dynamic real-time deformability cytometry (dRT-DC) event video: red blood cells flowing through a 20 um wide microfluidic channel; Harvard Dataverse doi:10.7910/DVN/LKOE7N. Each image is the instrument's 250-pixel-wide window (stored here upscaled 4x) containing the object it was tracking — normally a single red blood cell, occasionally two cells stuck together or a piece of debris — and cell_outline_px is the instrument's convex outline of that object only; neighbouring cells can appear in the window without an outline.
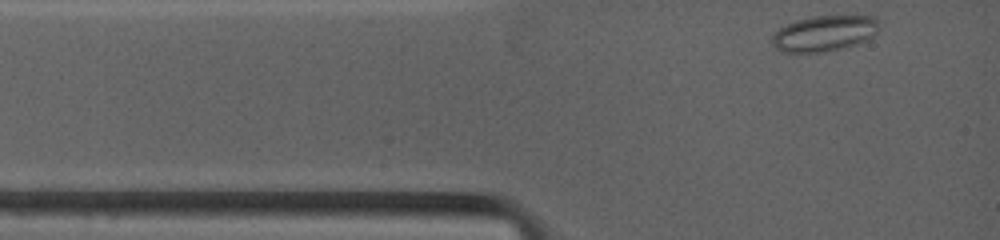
{"species": "common noctule bat (a hibernating species)", "species_latin": "Nyctalus noctula", "temperature_condition": "warm", "stored_images_in_passage": 29, "camera_frame_rate_fps": 4500, "um_per_image_px": 0.085, "animal": {"sex": "female", "body_mass_g": 19.0, "forearm_length_mm": 53.3}, "frame": {"image": 1, "passage_image": 1, "time_ms": 0.0, "image_size_px": [1000, 240], "cell_outline_px": [[880, 20], [876, 32], [872, 36], [856, 44], [824, 52], [780, 52], [772, 44], [772, 36], [780, 28], [796, 20], [812, 16], [876, 16]], "centroid_in_image_um": [70.06, 2.83], "position_along_channel_um": 14.9, "area_um2": 22.14}}
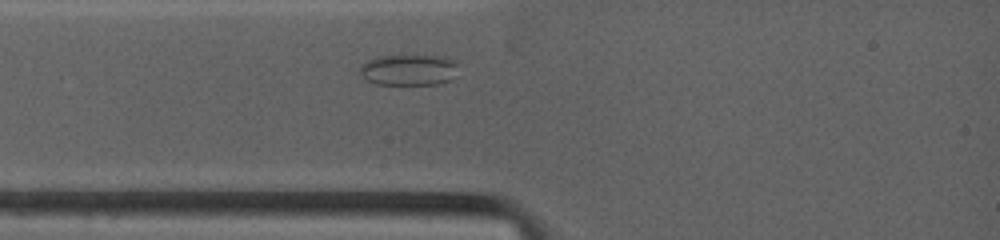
{"frame": {"image": 2, "passage_image": 11, "time_ms": 1.556, "image_size_px": [1000, 240], "cell_outline_px": [[456, 64], [452, 80], [436, 84], [376, 84], [368, 80], [360, 72], [360, 68], [368, 60], [376, 56], [444, 56], [456, 60]], "centroid_in_image_um": [34.76, 5.93], "position_along_channel_um": 50.2, "area_um2": 17.51}}
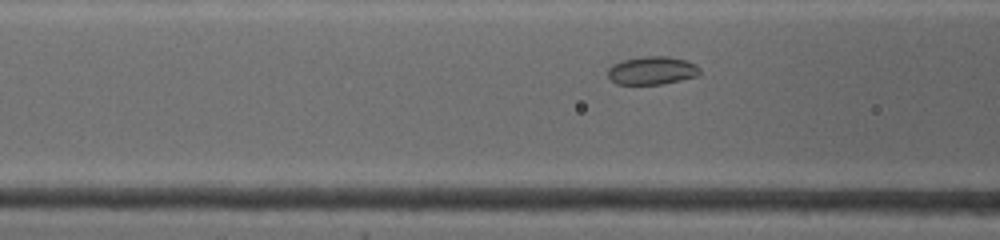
{"frame": {"image": 3, "passage_image": 21, "time_ms": 3.111, "image_size_px": [1000, 240], "cell_outline_px": [[700, 76], [664, 84], [616, 84], [608, 76], [608, 68], [612, 64], [620, 60], [644, 56], [668, 56], [688, 60], [696, 64], [700, 68]], "centroid_in_image_um": [55.46, 5.99], "position_along_channel_um": 111.1, "area_um2": 15.43}}